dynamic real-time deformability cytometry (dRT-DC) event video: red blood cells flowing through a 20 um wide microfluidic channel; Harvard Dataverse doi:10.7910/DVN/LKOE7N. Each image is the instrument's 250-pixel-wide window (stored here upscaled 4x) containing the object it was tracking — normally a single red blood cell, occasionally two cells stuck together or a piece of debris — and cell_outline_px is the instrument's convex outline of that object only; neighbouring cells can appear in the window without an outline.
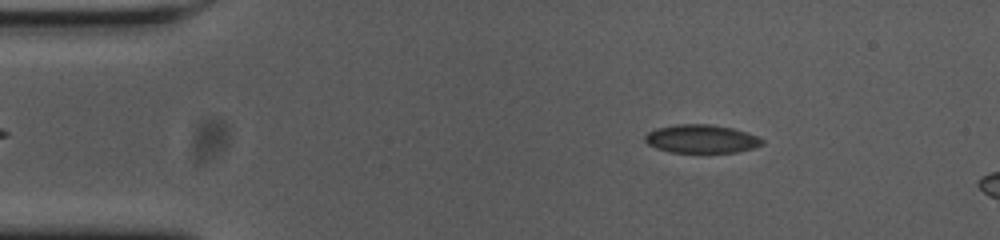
{"species": "common noctule bat (a hibernating species)", "species_latin": "Nyctalus noctula", "temperature_condition": "cold", "stored_images_in_passage": 5, "camera_frame_rate_fps": 3000, "um_per_image_px": 0.085, "animal": {"sex": "female", "body_mass_g": 23.0, "forearm_length_mm": 53.4}, "frame": {"image": 1, "passage_image": 1, "time_ms": 0.0, "image_size_px": [1000, 240], "cell_outline_px": [[764, 144], [752, 148], [736, 152], [672, 152], [656, 148], [648, 144], [644, 140], [644, 136], [648, 132], [656, 128], [676, 124], [708, 124], [732, 128], [748, 132], [764, 140]], "centroid_in_image_um": [59.61, 11.8], "position_along_channel_um": 25.4, "area_um2": 19.31}}